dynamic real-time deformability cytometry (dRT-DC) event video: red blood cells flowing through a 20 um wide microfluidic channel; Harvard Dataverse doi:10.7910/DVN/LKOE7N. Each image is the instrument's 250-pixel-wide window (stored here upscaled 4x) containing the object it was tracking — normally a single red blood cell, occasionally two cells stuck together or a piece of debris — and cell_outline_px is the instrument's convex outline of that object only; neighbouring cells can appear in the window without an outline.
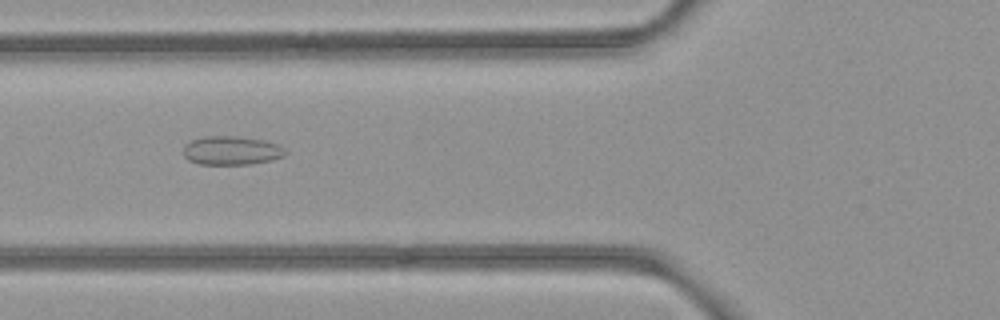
{"species": "common noctule bat (a hibernating species)", "species_latin": "Nyctalus noctula", "temperature_condition": "room temperature", "stored_images_in_passage": 4, "camera_frame_rate_fps": 3000, "um_per_image_px": 0.085, "animal": {"sex": "female", "body_mass_g": 21.9}, "frame": {"image": 1, "passage_image": 2, "time_ms": 0.333, "image_size_px": [1000, 320], "cell_outline_px": [[288, 152], [284, 156], [272, 160], [248, 164], [200, 164], [188, 160], [184, 156], [184, 148], [192, 140], [204, 136], [236, 136], [264, 140], [280, 144]], "centroid_in_image_um": [19.73, 12.79], "position_along_channel_um": 106.1, "area_um2": 17.11}}
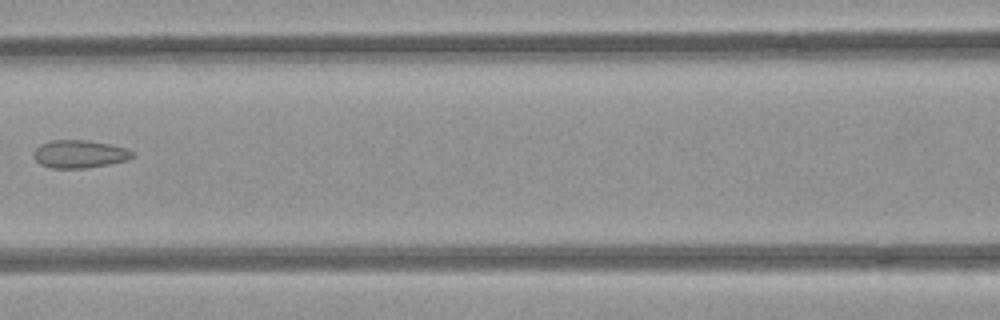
{"frame": {"image": 2, "passage_image": 3, "time_ms": 0.667, "image_size_px": [1000, 320], "cell_outline_px": [[136, 156], [128, 160], [108, 164], [84, 168], [52, 168], [40, 164], [36, 160], [32, 152], [40, 144], [52, 140], [84, 140], [112, 144], [136, 152]], "centroid_in_image_um": [6.78, 13.09], "position_along_channel_um": 159.8, "area_um2": 16.13}}
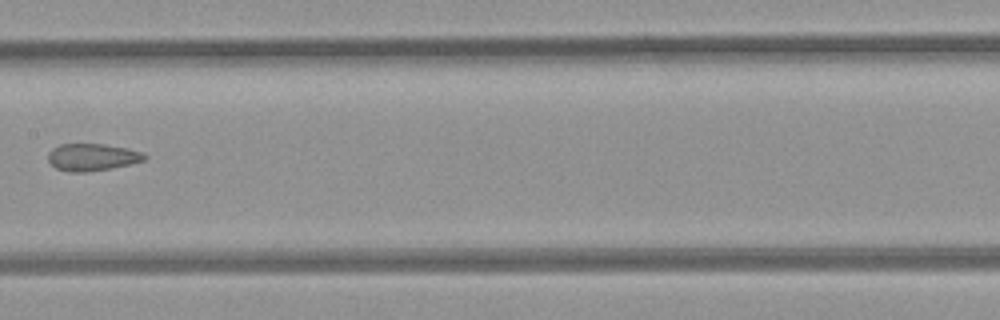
{"frame": {"image": 3, "passage_image": 4, "time_ms": 1.0, "image_size_px": [1000, 320], "cell_outline_px": [[148, 156], [144, 160], [132, 164], [112, 168], [84, 172], [68, 172], [56, 168], [48, 160], [48, 152], [52, 148], [60, 144], [104, 144], [128, 148], [144, 152]], "centroid_in_image_um": [7.86, 13.35], "position_along_channel_um": 199.5, "area_um2": 15.43}}